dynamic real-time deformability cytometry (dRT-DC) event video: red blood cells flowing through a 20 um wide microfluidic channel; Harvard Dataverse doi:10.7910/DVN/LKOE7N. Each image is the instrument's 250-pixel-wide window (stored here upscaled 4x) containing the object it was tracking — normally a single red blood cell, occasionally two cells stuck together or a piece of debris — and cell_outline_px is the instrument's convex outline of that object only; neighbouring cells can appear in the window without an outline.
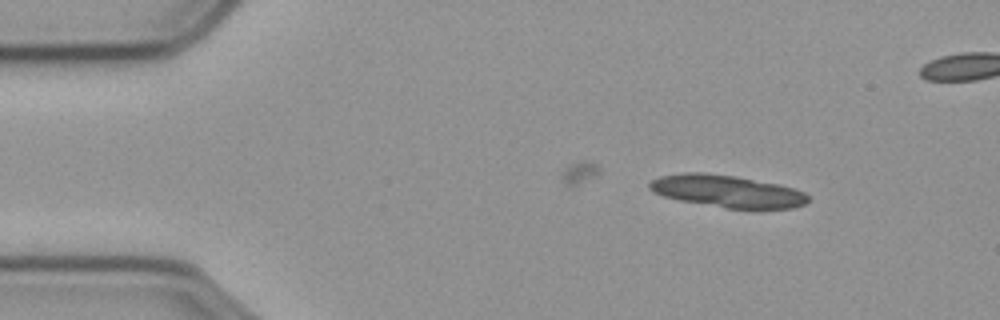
{"species": "common noctule bat (a hibernating species)", "species_latin": "Nyctalus noctula", "temperature_condition": "cold", "stored_images_in_passage": 49, "segment_of_instrument_passage": [1, 2], "camera_frame_rate_fps": 3000, "um_per_image_px": 0.085, "animal": {"sex": "male", "body_mass_g": 23.1, "forearm_length_mm": 52.7}, "frame": {"image": 1, "passage_image": 1, "time_ms": 0.0, "image_size_px": [1000, 320], "cell_outline_px": [[808, 200], [804, 204], [792, 208], [728, 208], [680, 200], [664, 196], [652, 192], [648, 188], [648, 184], [652, 180], [660, 176], [684, 172], [704, 172], [736, 176], [780, 184], [796, 188], [804, 192], [808, 196]], "centroid_in_image_um": [61.8, 16.23], "position_along_channel_um": 23.2, "area_um2": 29.71}}